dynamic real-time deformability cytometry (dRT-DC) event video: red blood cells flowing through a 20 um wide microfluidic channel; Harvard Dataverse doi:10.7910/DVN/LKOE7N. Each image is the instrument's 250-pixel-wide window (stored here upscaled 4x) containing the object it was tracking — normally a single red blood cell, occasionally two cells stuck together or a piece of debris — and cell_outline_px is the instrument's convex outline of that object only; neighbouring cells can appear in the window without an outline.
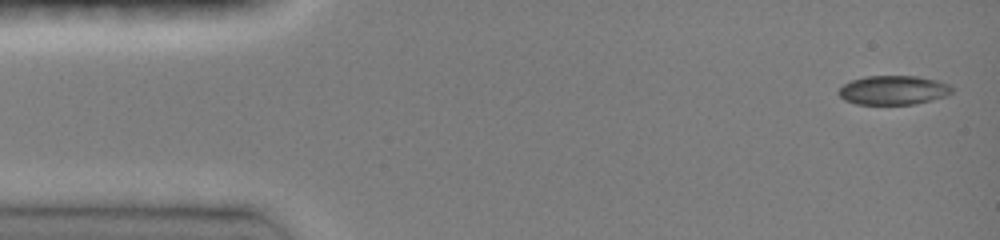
{"species": "common noctule bat (a hibernating species)", "species_latin": "Nyctalus noctula", "temperature_condition": "room temperature", "stored_images_in_passage": 45, "camera_frame_rate_fps": 3000, "um_per_image_px": 0.085, "animal": {"sex": "female", "body_mass_g": 19.0, "forearm_length_mm": 51.5}, "frame": {"image": 1, "passage_image": 1, "time_ms": 0.0, "image_size_px": [1000, 240], "cell_outline_px": [[952, 92], [948, 96], [912, 104], [856, 104], [844, 100], [836, 92], [844, 84], [852, 80], [864, 76], [916, 76], [936, 80], [948, 84], [952, 88]], "centroid_in_image_um": [75.91, 7.66], "position_along_channel_um": 9.1, "area_um2": 19.19}}
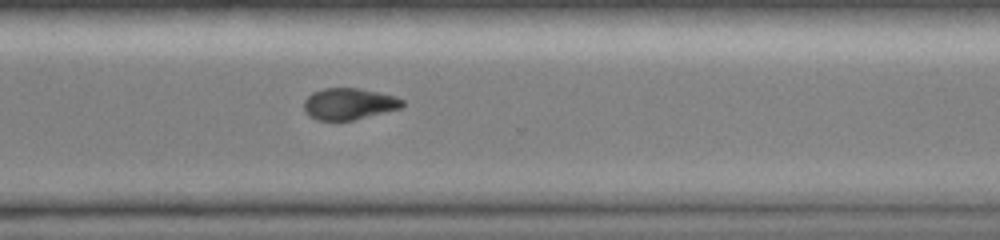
{"frame": {"image": 2, "passage_image": 33, "time_ms": 10.667, "image_size_px": [1000, 240], "cell_outline_px": [[404, 104], [400, 108], [352, 120], [316, 120], [304, 108], [304, 100], [312, 92], [324, 88], [360, 88], [396, 96], [404, 100]], "centroid_in_image_um": [29.67, 8.81], "position_along_channel_um": 340.9, "area_um2": 17.86}}
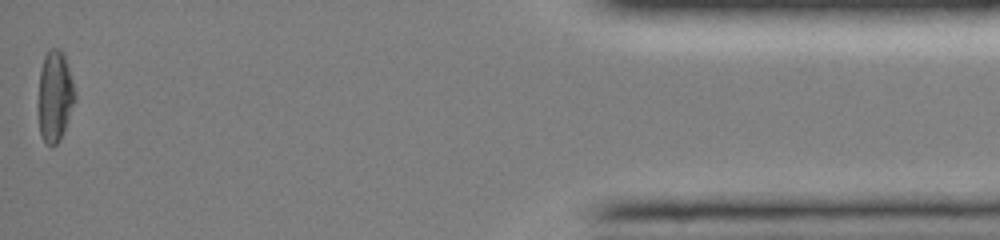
{"frame": {"image": 3, "passage_image": 45, "time_ms": 14.667, "image_size_px": [1000, 240], "cell_outline_px": [[76, 96], [60, 140], [52, 148], [44, 144], [40, 136], [40, 72], [44, 56], [48, 48], [60, 48], [64, 52], [76, 92]], "centroid_in_image_um": [4.68, 8.16], "position_along_channel_um": 430.5, "area_um2": 19.25}, "authors_computed_cell_mechanics": {"area_um2": 19.2474, "velocity_mm_per_s": 4.1383, "shape_relaxation_time_tau1_ms": 4.561, "shape_relaxation_time_tau2_ms": null, "deformation_change_tau1": 0.1605, "deformation_change_tau2": null}}